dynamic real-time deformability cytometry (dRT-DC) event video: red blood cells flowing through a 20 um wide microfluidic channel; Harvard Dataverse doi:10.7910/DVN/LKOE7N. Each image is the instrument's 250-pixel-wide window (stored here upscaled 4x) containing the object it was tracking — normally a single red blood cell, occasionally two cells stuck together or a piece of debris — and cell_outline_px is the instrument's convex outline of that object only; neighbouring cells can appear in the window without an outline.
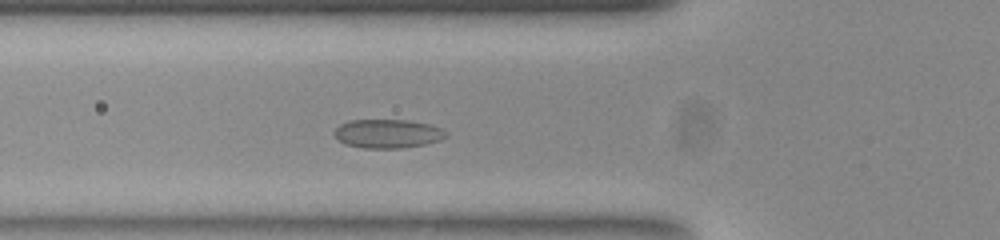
{"species": "common noctule bat (a hibernating species)", "species_latin": "Nyctalus noctula", "temperature_condition": "room temperature", "stored_images_in_passage": 44, "camera_frame_rate_fps": 3000, "um_per_image_px": 0.085, "animal": {"sex": "female", "body_mass_g": 23.0, "forearm_length_mm": 53.4}, "frame": {"image": 1, "passage_image": 9, "time_ms": 2.667, "image_size_px": [1000, 240], "cell_outline_px": [[448, 136], [440, 140], [424, 144], [400, 148], [364, 148], [344, 144], [332, 132], [340, 124], [348, 120], [408, 120], [428, 124], [440, 128]], "centroid_in_image_um": [32.91, 11.36], "position_along_channel_um": 92.9, "area_um2": 18.61}}
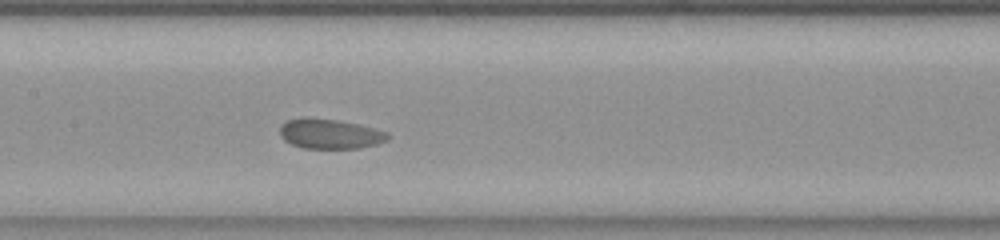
{"frame": {"image": 2, "passage_image": 16, "time_ms": 5.0, "image_size_px": [1000, 240], "cell_outline_px": [[388, 136], [384, 140], [376, 144], [356, 148], [304, 148], [292, 144], [284, 140], [280, 132], [280, 124], [288, 120], [304, 116], [336, 120], [356, 124], [388, 132]], "centroid_in_image_um": [27.97, 11.36], "position_along_channel_um": 179.4, "area_um2": 18.5}}
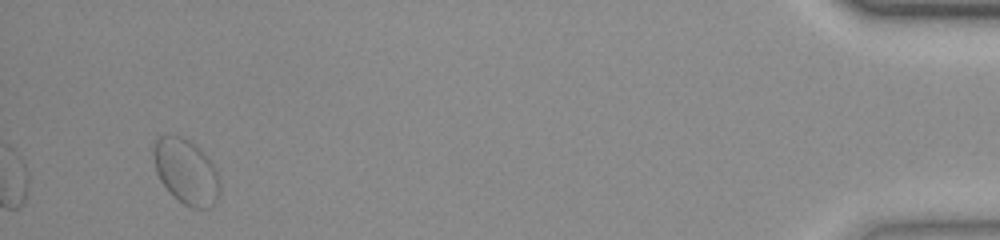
{"frame": {"image": 3, "passage_image": 42, "time_ms": 13.667, "image_size_px": [1000, 240], "cell_outline_px": [[220, 184], [216, 200], [208, 208], [192, 208], [184, 204], [160, 180], [156, 172], [152, 152], [156, 140], [160, 136], [180, 136], [188, 140], [212, 164], [216, 172]], "centroid_in_image_um": [15.79, 14.59], "position_along_channel_um": 419.4, "area_um2": 24.16}}